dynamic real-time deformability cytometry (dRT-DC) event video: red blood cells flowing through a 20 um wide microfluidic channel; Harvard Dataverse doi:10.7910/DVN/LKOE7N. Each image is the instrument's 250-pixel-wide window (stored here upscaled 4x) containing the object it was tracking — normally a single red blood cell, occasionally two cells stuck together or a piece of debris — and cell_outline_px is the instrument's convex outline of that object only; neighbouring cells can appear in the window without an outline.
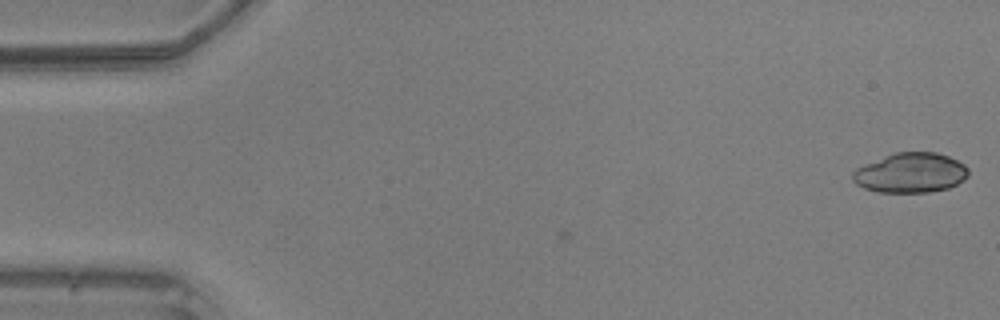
{"species": "common noctule bat (a hibernating species)", "species_latin": "Nyctalus noctula", "temperature_condition": "warm", "stored_images_in_passage": 2, "camera_frame_rate_fps": 3000, "um_per_image_px": 0.085, "animal": {"sex": "male", "body_mass_g": 20.5, "forearm_length_mm": 52.5}, "frame": {"image": 1, "passage_image": 2, "time_ms": 0.333, "image_size_px": [1000, 320], "cell_outline_px": [[968, 176], [964, 180], [948, 188], [928, 192], [876, 192], [864, 188], [856, 184], [852, 180], [852, 172], [856, 168], [864, 164], [896, 152], [936, 152], [948, 156], [964, 164], [968, 168]], "centroid_in_image_um": [77.39, 14.69], "position_along_channel_um": 7.6, "area_um2": 26.88}}